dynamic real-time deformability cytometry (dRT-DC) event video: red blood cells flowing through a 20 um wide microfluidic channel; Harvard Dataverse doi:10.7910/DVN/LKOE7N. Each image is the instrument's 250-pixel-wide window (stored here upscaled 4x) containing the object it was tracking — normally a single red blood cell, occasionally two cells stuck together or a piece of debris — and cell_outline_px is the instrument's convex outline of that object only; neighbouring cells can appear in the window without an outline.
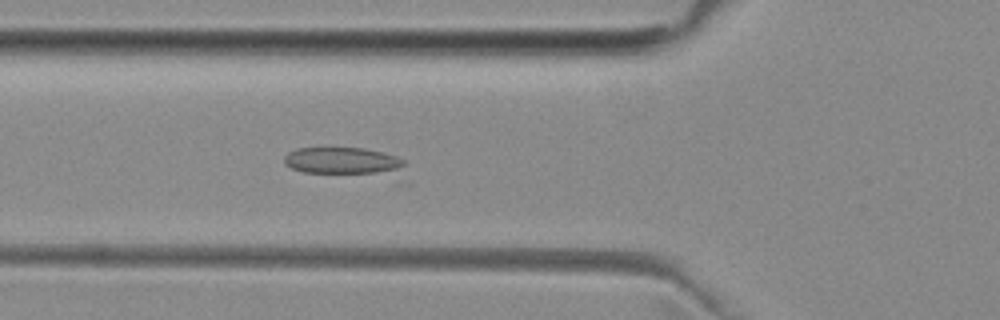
{"species": "common noctule bat (a hibernating species)", "species_latin": "Nyctalus noctula", "temperature_condition": "room temperature", "stored_images_in_passage": 36, "camera_frame_rate_fps": 3000, "um_per_image_px": 0.085, "animal": {"sex": "female", "body_mass_g": 29.2, "forearm_length_mm": 56.3}, "frame": {"image": 1, "passage_image": 9, "time_ms": 2.667, "image_size_px": [1000, 320], "cell_outline_px": [[404, 164], [392, 172], [304, 172], [292, 168], [284, 164], [284, 156], [288, 152], [296, 148], [324, 144], [364, 148], [384, 152], [396, 156], [404, 160]], "centroid_in_image_um": [28.99, 13.57], "position_along_channel_um": 96.8, "area_um2": 19.25}}
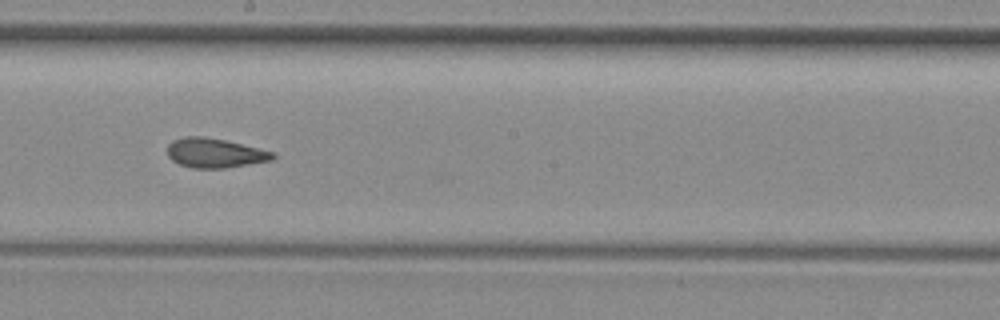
{"frame": {"image": 2, "passage_image": 19, "time_ms": 6.0, "image_size_px": [1000, 320], "cell_outline_px": [[276, 156], [272, 160], [224, 168], [192, 168], [180, 164], [172, 160], [168, 156], [168, 144], [172, 140], [184, 136], [204, 136], [224, 140], [276, 152]], "centroid_in_image_um": [18.26, 13.0], "position_along_channel_um": 229.9, "area_um2": 18.09}}
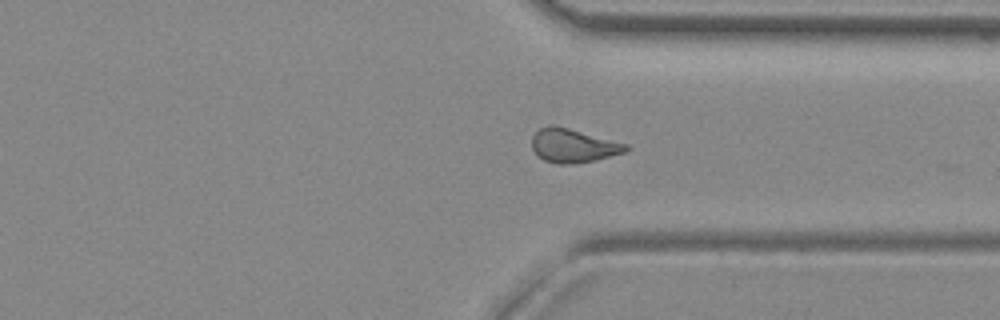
{"frame": {"image": 3, "passage_image": 29, "time_ms": 9.333, "image_size_px": [1000, 320], "cell_outline_px": [[628, 152], [596, 160], [576, 164], [556, 164], [544, 160], [536, 156], [532, 148], [532, 136], [540, 128], [548, 124], [552, 124], [568, 128], [628, 144]], "centroid_in_image_um": [48.71, 12.39], "position_along_channel_um": 362.7, "area_um2": 18.73}, "authors_computed_cell_mechanics": {"area_um2": 17.8024, "velocity_mm_per_s": 3.9812, "shape_relaxation_time_tau1_ms": null, "shape_relaxation_time_tau2_ms": 2.4182, "deformation_change_tau1": null, "deformation_change_tau2": 0.0797}}